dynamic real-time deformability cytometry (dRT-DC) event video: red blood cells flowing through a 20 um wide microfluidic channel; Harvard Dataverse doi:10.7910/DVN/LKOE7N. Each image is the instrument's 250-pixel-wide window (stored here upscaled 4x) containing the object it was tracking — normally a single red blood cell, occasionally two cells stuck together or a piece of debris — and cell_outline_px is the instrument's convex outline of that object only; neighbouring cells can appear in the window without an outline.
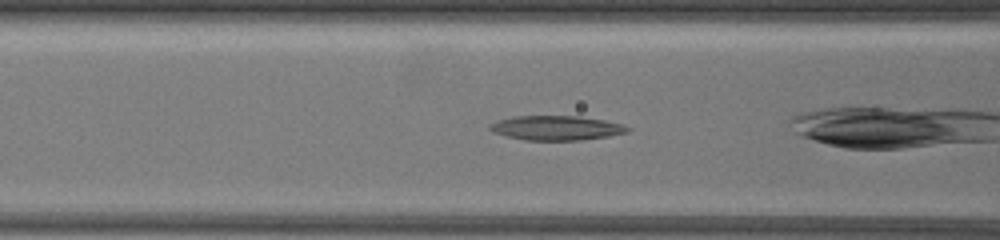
{"species": "common noctule bat (a hibernating species)", "species_latin": "Nyctalus noctula", "temperature_condition": "warm", "stored_images_in_passage": 8, "camera_frame_rate_fps": 3000, "um_per_image_px": 0.085, "animal": {"sex": "female", "body_mass_g": 19.5, "forearm_length_mm": 54.1}, "frame": {"image": 1, "passage_image": 6, "time_ms": 2.0, "image_size_px": [1000, 240], "cell_outline_px": [[632, 128], [628, 132], [608, 136], [580, 140], [524, 140], [504, 136], [492, 132], [488, 128], [492, 124], [500, 120], [516, 116], [580, 116], [604, 120], [620, 124]], "centroid_in_image_um": [47.29, 10.88], "position_along_channel_um": 119.3, "area_um2": 19.54}}